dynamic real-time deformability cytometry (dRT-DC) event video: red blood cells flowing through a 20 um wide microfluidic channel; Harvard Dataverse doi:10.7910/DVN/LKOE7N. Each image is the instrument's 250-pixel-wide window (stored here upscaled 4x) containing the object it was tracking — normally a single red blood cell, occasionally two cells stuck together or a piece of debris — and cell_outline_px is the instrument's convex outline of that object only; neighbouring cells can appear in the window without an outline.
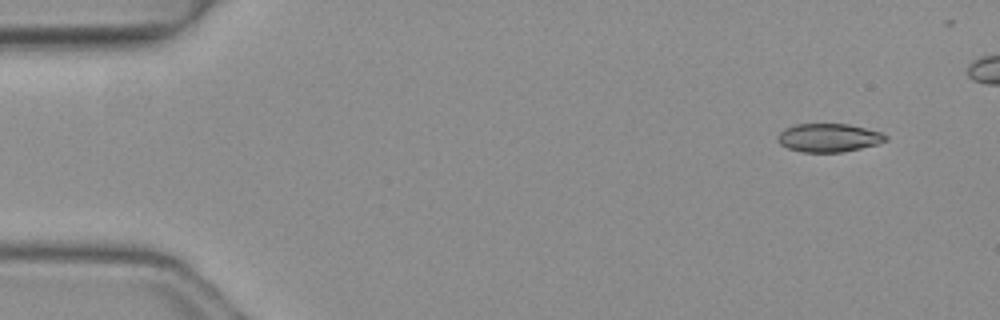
{"species": "common noctule bat (a hibernating species)", "species_latin": "Nyctalus noctula", "temperature_condition": "warm", "stored_images_in_passage": 5, "camera_frame_rate_fps": 3000, "um_per_image_px": 0.085, "animal": {"sex": "female", "body_mass_g": 19.3, "forearm_length_mm": 54.1}, "frame": {"image": 1, "passage_image": 1, "time_ms": 0.0, "image_size_px": [1000, 320], "cell_outline_px": [[888, 140], [876, 144], [860, 148], [840, 152], [800, 152], [788, 148], [780, 144], [780, 132], [784, 128], [796, 124], [848, 124], [880, 132], [888, 136]], "centroid_in_image_um": [70.45, 11.7], "position_along_channel_um": 14.6, "area_um2": 17.63}}